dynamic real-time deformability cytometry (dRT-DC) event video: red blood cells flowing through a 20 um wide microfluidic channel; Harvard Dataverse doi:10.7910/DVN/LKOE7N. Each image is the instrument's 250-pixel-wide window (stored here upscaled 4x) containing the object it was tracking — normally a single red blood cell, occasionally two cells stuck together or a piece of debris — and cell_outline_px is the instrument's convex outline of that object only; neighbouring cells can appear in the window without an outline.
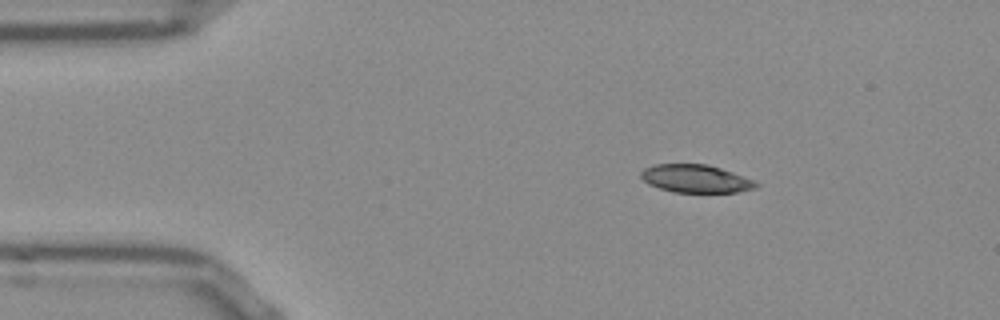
{"species": "Egyptian fruit bat (a non-hibernating species)", "species_latin": "Rousettus aegyptiacus", "temperature_condition": "room temperature", "stored_images_in_passage": 45, "camera_frame_rate_fps": 3000, "um_per_image_px": 0.085, "frame": {"image": 1, "passage_image": 1, "time_ms": 0.0, "image_size_px": [1000, 320], "cell_outline_px": [[760, 184], [756, 188], [736, 192], [672, 192], [648, 184], [640, 176], [640, 172], [644, 168], [656, 164], [708, 164], [732, 172], [752, 180]], "centroid_in_image_um": [59.11, 15.18], "position_along_channel_um": 25.9, "area_um2": 18.61}}
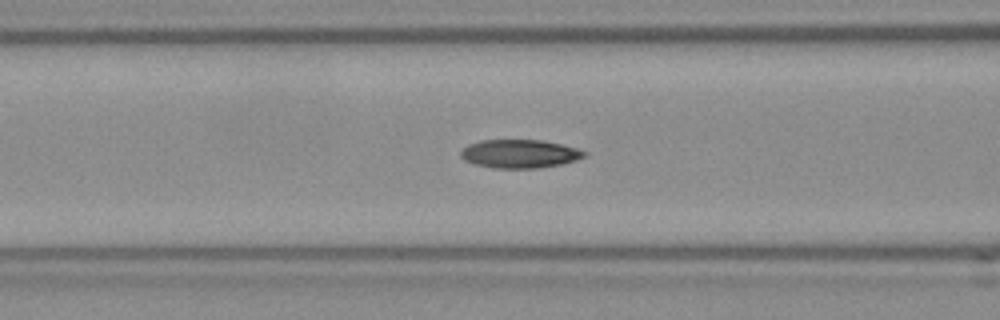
{"frame": {"image": 2, "passage_image": 13, "time_ms": 4.0, "image_size_px": [1000, 320], "cell_outline_px": [[588, 152], [584, 156], [576, 160], [560, 164], [536, 168], [492, 168], [476, 164], [464, 160], [460, 156], [460, 152], [468, 144], [480, 140], [540, 140], [560, 144], [576, 148]], "centroid_in_image_um": [44.14, 13.07], "position_along_channel_um": 122.5, "area_um2": 20.35}}
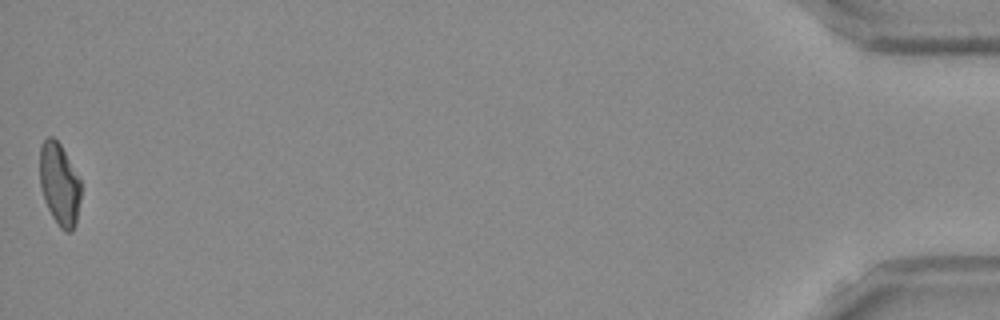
{"frame": {"image": 3, "passage_image": 45, "time_ms": 14.667, "image_size_px": [1000, 320], "cell_outline_px": [[80, 200], [76, 224], [72, 232], [64, 232], [60, 228], [52, 216], [44, 200], [40, 184], [40, 144], [48, 136], [52, 136], [60, 144], [80, 180]], "centroid_in_image_um": [5.04, 15.68], "position_along_channel_um": 430.2, "area_um2": 19.65}, "authors_computed_cell_mechanics": {"area_um2": 20.23, "velocity_mm_per_s": 3.8487, "shape_relaxation_time_tau1_ms": 5.3632, "shape_relaxation_time_tau2_ms": 3.6483, "deformation_change_tau1": 0.1909, "deformation_change_tau2": 0.0863}}